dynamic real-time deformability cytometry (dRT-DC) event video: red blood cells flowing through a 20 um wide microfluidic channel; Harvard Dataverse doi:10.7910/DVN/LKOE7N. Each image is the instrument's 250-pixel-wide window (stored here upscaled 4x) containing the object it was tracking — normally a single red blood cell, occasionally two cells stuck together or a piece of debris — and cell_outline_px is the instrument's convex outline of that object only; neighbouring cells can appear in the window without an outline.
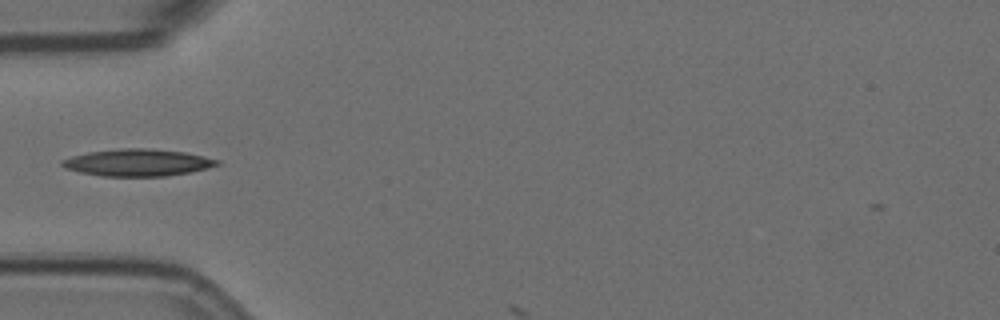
{"species": "Egyptian fruit bat (a non-hibernating species)", "species_latin": "Rousettus aegyptiacus", "temperature_condition": "room temperature", "stored_images_in_passage": 6, "camera_frame_rate_fps": 3000, "um_per_image_px": 0.085, "animal": {"sex": "female"}, "frame": {"image": 1, "passage_image": 5, "time_ms": 1.333, "image_size_px": [1000, 320], "cell_outline_px": [[220, 164], [188, 172], [164, 176], [100, 176], [80, 172], [64, 168], [60, 164], [60, 160], [72, 156], [88, 152], [124, 148], [144, 148], [184, 152], [204, 156], [220, 160]], "centroid_in_image_um": [11.64, 13.82], "position_along_channel_um": 73.4, "area_um2": 24.22}}